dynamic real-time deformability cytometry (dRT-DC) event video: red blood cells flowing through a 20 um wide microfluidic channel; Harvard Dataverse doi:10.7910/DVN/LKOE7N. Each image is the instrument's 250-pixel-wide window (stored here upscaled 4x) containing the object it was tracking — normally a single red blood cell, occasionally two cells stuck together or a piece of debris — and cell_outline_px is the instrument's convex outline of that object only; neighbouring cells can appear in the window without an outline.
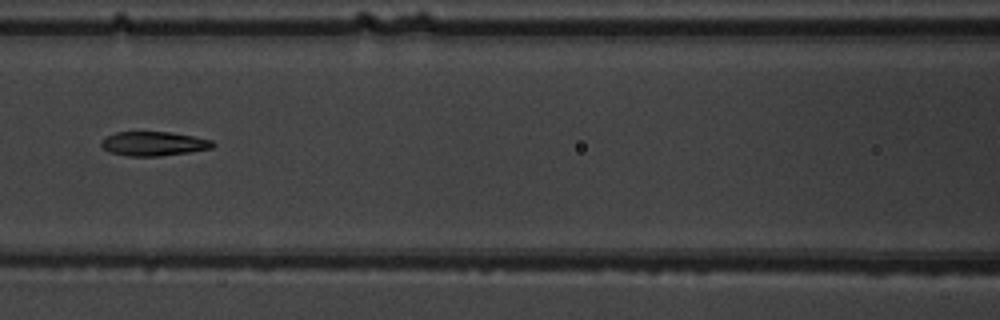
{"species": "common noctule bat (a hibernating species)", "species_latin": "Nyctalus noctula", "temperature_condition": "warm", "stored_images_in_passage": 4, "camera_frame_rate_fps": 3000, "um_per_image_px": 0.085, "animal": {"sex": "male", "body_mass_g": 19.5, "forearm_length_mm": 54.6}, "frame": {"image": 1, "passage_image": 3, "time_ms": 2.333, "image_size_px": [1000, 320], "cell_outline_px": [[216, 144], [212, 148], [188, 152], [160, 156], [128, 156], [108, 152], [100, 144], [100, 140], [116, 132], [172, 132], [212, 140]], "centroid_in_image_um": [13.05, 12.21], "position_along_channel_um": 153.6, "area_um2": 15.72}}
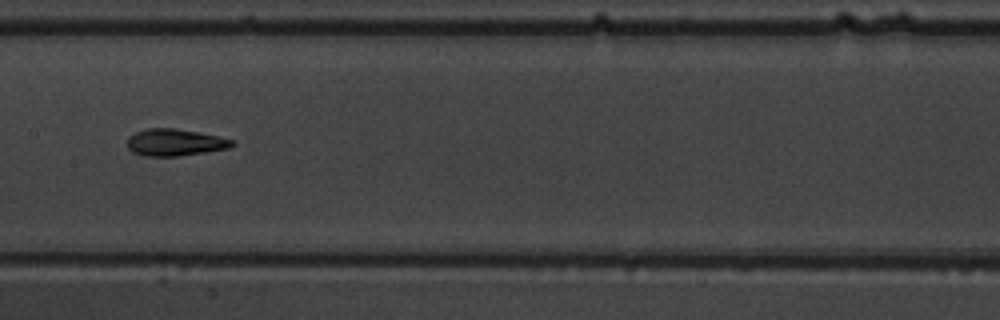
{"frame": {"image": 2, "passage_image": 4, "time_ms": 3.333, "image_size_px": [1000, 320], "cell_outline_px": [[236, 144], [228, 148], [204, 152], [176, 156], [144, 156], [132, 152], [128, 148], [128, 136], [136, 132], [148, 128], [176, 128], [236, 140]], "centroid_in_image_um": [14.86, 12.1], "position_along_channel_um": 192.5, "area_um2": 16.36}}